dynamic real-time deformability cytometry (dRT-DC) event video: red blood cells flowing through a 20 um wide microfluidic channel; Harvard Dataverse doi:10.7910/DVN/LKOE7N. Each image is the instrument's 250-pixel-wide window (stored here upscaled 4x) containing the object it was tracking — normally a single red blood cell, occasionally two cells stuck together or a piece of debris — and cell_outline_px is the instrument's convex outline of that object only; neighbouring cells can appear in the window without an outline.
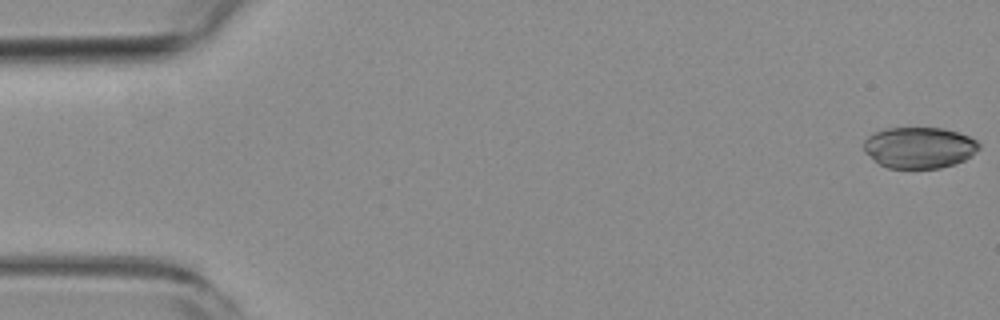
{"species": "common noctule bat (a hibernating species)", "species_latin": "Nyctalus noctula", "temperature_condition": "room temperature", "stored_images_in_passage": 53, "camera_frame_rate_fps": 3000, "um_per_image_px": 0.085, "animal": {"sex": "female", "body_mass_g": 19.3, "forearm_length_mm": 54.1}, "frame": {"image": 1, "passage_image": 1, "time_ms": 0.0, "image_size_px": [1000, 320], "cell_outline_px": [[980, 148], [972, 156], [956, 164], [940, 168], [888, 168], [880, 164], [864, 152], [864, 140], [872, 132], [884, 128], [944, 128], [968, 136], [976, 140], [980, 144]], "centroid_in_image_um": [78.13, 12.54], "position_along_channel_um": 6.9, "area_um2": 27.86}}
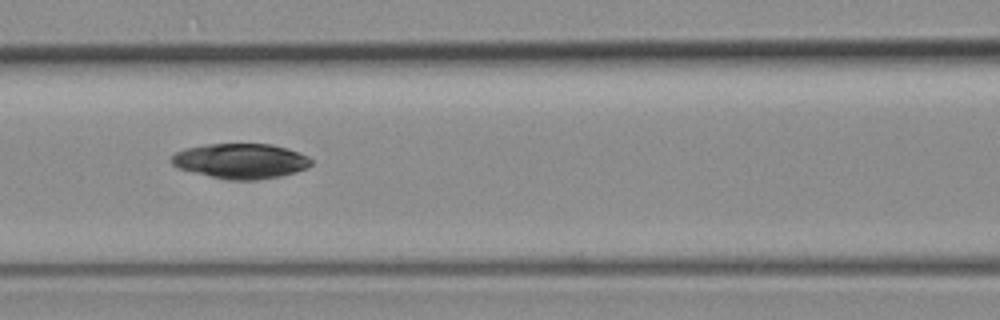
{"frame": {"image": 2, "passage_image": 23, "time_ms": 7.333, "image_size_px": [1000, 320], "cell_outline_px": [[312, 164], [308, 168], [296, 172], [280, 176], [256, 180], [224, 180], [176, 168], [168, 160], [176, 152], [184, 148], [204, 144], [272, 144], [288, 148], [308, 156], [312, 160]], "centroid_in_image_um": [20.43, 13.69], "position_along_channel_um": 146.2, "area_um2": 29.02}}
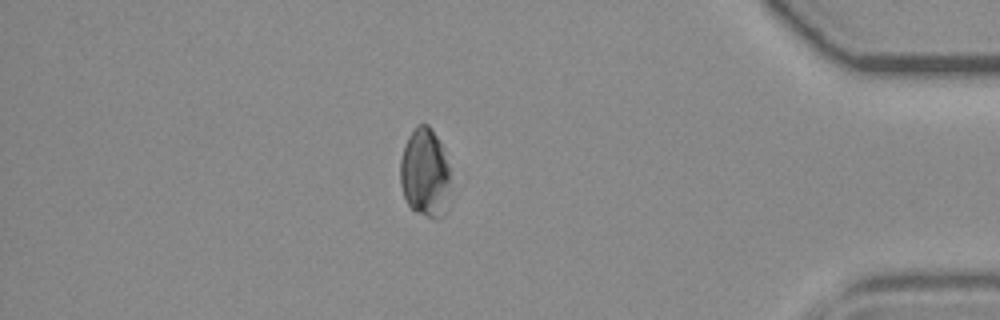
{"frame": {"image": 3, "passage_image": 46, "time_ms": 15.0, "image_size_px": [1000, 320], "cell_outline_px": [[448, 212], [444, 216], [436, 220], [432, 220], [416, 212], [408, 204], [404, 196], [400, 184], [400, 160], [404, 144], [412, 128], [416, 124], [428, 124], [436, 136], [440, 144], [448, 164]], "centroid_in_image_um": [36.1, 14.73], "position_along_channel_um": 399.1, "area_um2": 26.3}, "authors_computed_cell_mechanics": {"area_um2": 29.3046, "velocity_mm_per_s": 3.8226, "shape_relaxation_time_tau1_ms": 7.2303, "shape_relaxation_time_tau2_ms": null, "deformation_change_tau1": 0.0539, "deformation_change_tau2": null}}